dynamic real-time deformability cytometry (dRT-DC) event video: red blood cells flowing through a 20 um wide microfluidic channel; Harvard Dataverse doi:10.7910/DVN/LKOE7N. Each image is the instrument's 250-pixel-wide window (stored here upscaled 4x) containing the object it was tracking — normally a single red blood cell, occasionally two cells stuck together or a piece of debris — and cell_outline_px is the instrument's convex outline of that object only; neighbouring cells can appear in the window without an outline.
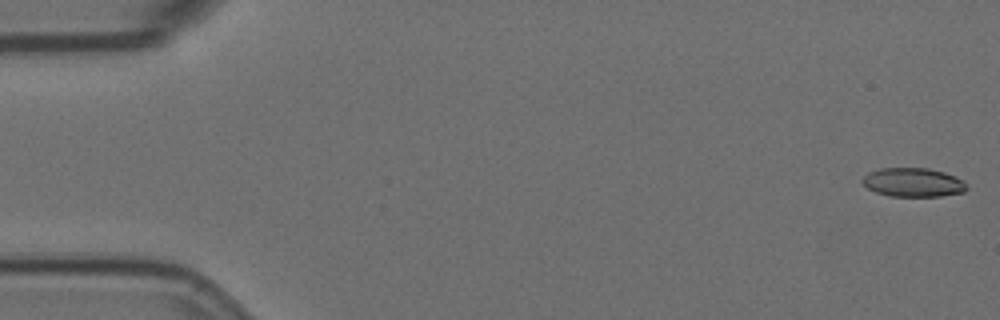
{"species": "Egyptian fruit bat (a non-hibernating species)", "species_latin": "Rousettus aegyptiacus", "temperature_condition": "room temperature", "stored_images_in_passage": 57, "camera_frame_rate_fps": 3000, "um_per_image_px": 0.085, "animal": {"sex": "female"}, "frame": {"image": 1, "passage_image": 1, "time_ms": 0.0, "image_size_px": [1000, 320], "cell_outline_px": [[968, 188], [964, 192], [940, 196], [888, 196], [876, 192], [868, 188], [860, 180], [868, 172], [880, 168], [928, 168], [944, 172], [956, 176], [964, 180], [968, 184]], "centroid_in_image_um": [77.64, 15.5], "position_along_channel_um": 7.4, "area_um2": 17.74}}
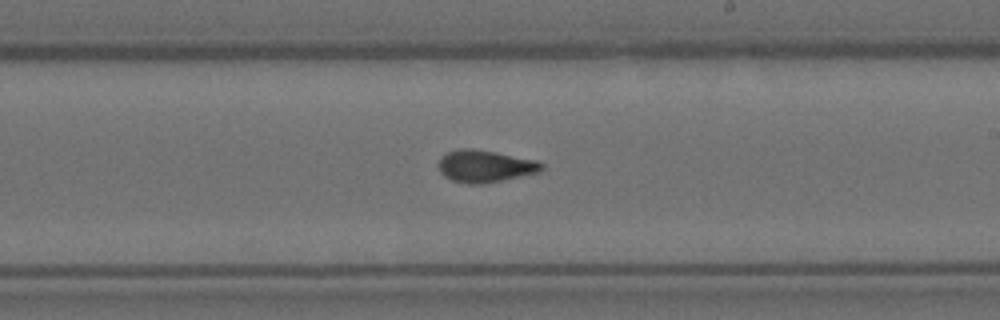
{"frame": {"image": 2, "passage_image": 33, "time_ms": 10.667, "image_size_px": [1000, 320], "cell_outline_px": [[544, 168], [540, 172], [484, 184], [468, 184], [452, 180], [444, 176], [440, 172], [440, 156], [448, 152], [464, 148], [472, 148], [496, 152], [536, 160], [544, 164]], "centroid_in_image_um": [41.25, 14.13], "position_along_channel_um": 247.7, "area_um2": 19.31}}
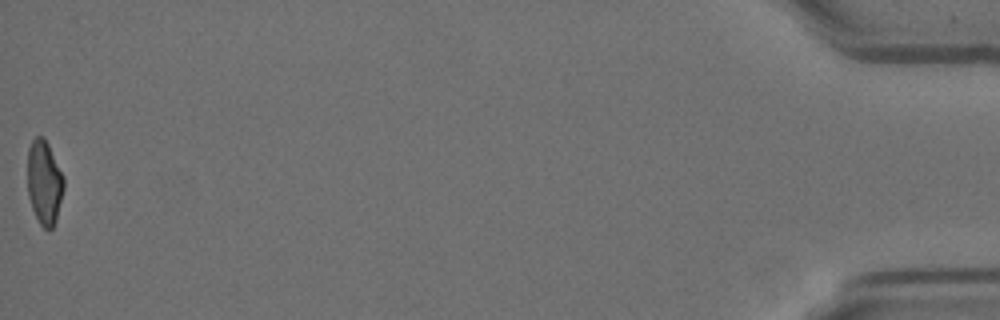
{"frame": {"image": 3, "passage_image": 57, "time_ms": 18.667, "image_size_px": [1000, 320], "cell_outline_px": [[64, 188], [56, 220], [52, 228], [44, 228], [40, 224], [32, 208], [28, 196], [28, 148], [32, 140], [36, 136], [44, 136], [64, 176]], "centroid_in_image_um": [3.77, 15.48], "position_along_channel_um": 431.4, "area_um2": 17.74}, "authors_computed_cell_mechanics": {"area_um2": 18.6116, "velocity_mm_per_s": 3.572, "shape_relaxation_time_tau1_ms": 6.5464, "shape_relaxation_time_tau2_ms": 1.2107, "deformation_change_tau1": 0.1962, "deformation_change_tau2": 0.0823}}